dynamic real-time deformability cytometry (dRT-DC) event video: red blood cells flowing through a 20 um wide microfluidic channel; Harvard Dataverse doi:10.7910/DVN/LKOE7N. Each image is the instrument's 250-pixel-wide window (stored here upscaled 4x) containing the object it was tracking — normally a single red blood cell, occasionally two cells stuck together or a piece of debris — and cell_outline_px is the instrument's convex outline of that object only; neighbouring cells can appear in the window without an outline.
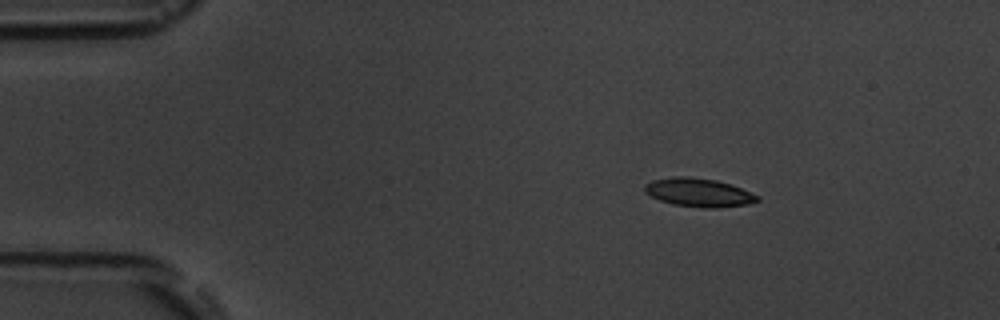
{"species": "common noctule bat (a hibernating species)", "species_latin": "Nyctalus noctula", "temperature_condition": "room temperature", "stored_images_in_passage": 4, "camera_frame_rate_fps": 3000, "um_per_image_px": 0.085, "animal": {"sex": "male", "body_mass_g": 19.5, "forearm_length_mm": 54.6}, "frame": {"image": 1, "passage_image": 2, "time_ms": 1.0, "image_size_px": [1000, 320], "cell_outline_px": [[760, 200], [748, 204], [716, 208], [704, 208], [672, 204], [660, 200], [644, 192], [644, 184], [652, 180], [676, 176], [684, 176], [716, 180], [732, 184], [760, 196]], "centroid_in_image_um": [59.4, 16.36], "position_along_channel_um": 25.6, "area_um2": 18.79}}
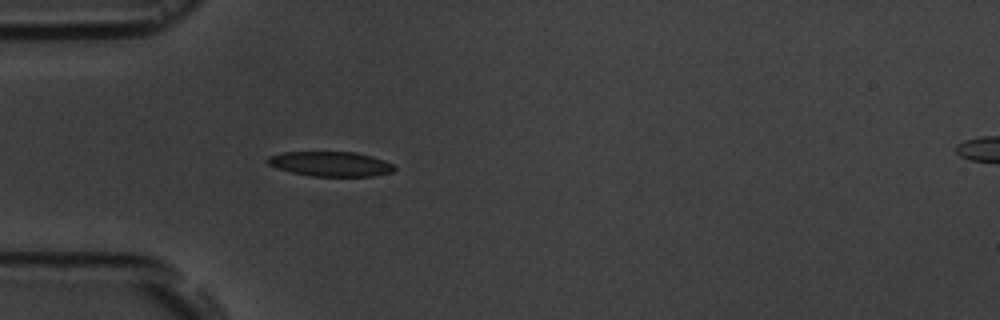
{"frame": {"image": 2, "passage_image": 4, "time_ms": 3.667, "image_size_px": [1000, 320], "cell_outline_px": [[396, 168], [392, 172], [372, 176], [312, 176], [292, 172], [268, 164], [264, 160], [268, 156], [284, 152], [356, 152], [372, 156], [384, 160], [392, 164]], "centroid_in_image_um": [28.1, 13.92], "position_along_channel_um": 56.9, "area_um2": 18.21}}